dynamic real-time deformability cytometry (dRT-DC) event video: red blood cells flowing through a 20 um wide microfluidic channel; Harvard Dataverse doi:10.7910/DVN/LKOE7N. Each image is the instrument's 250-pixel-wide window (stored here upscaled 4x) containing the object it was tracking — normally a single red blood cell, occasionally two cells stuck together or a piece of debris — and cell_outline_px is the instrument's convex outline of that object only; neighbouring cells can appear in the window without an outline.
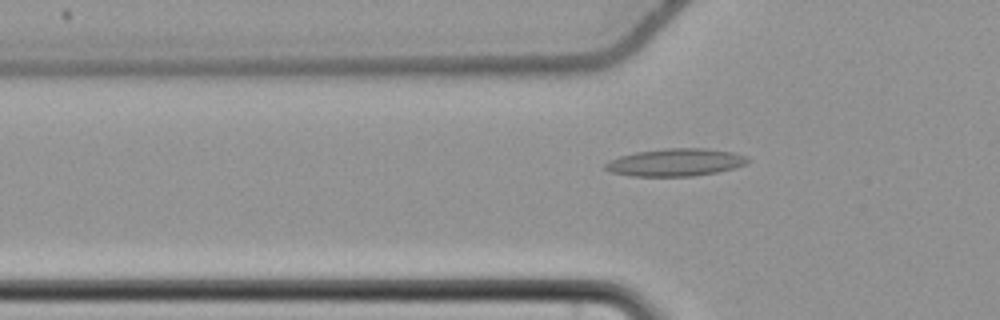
{"species": "common noctule bat (a hibernating species)", "species_latin": "Nyctalus noctula", "temperature_condition": "cold", "stored_images_in_passage": 43, "camera_frame_rate_fps": 3000, "um_per_image_px": 0.085, "animal": {"sex": "female", "body_mass_g": 22.7, "forearm_length_mm": 54.2}, "frame": {"image": 1, "passage_image": 6, "time_ms": 1.667, "image_size_px": [1000, 320], "cell_outline_px": [[752, 160], [744, 164], [732, 168], [716, 172], [692, 176], [632, 176], [612, 172], [604, 168], [604, 164], [620, 156], [636, 152], [664, 148], [708, 148], [732, 152], [744, 156]], "centroid_in_image_um": [57.41, 13.79], "position_along_channel_um": 68.4, "area_um2": 22.66}}
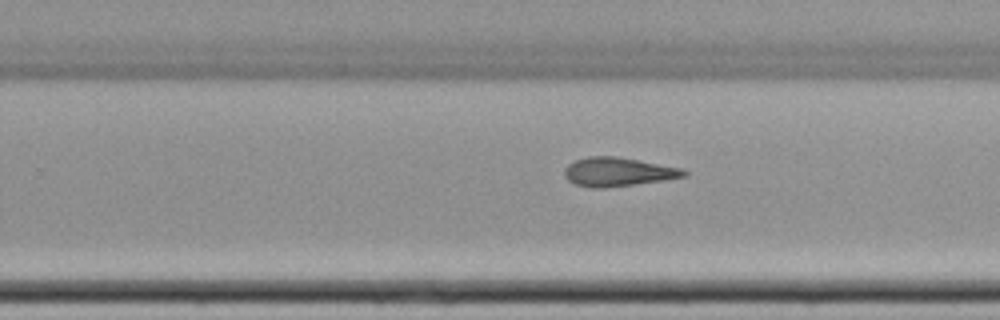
{"frame": {"image": 2, "passage_image": 23, "time_ms": 7.333, "image_size_px": [1000, 320], "cell_outline_px": [[688, 176], [664, 180], [604, 188], [592, 188], [576, 184], [568, 180], [564, 176], [564, 168], [568, 164], [576, 160], [588, 156], [616, 156], [680, 168], [688, 172]], "centroid_in_image_um": [52.5, 14.61], "position_along_channel_um": 277.3, "area_um2": 19.94}}
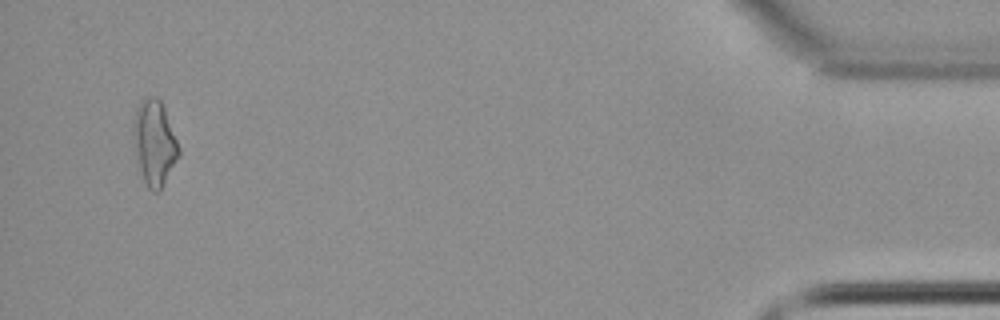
{"frame": {"image": 3, "passage_image": 41, "time_ms": 13.333, "image_size_px": [1000, 320], "cell_outline_px": [[180, 156], [160, 192], [152, 192], [148, 188], [140, 172], [136, 160], [132, 144], [132, 124], [136, 108], [140, 100], [144, 96], [156, 96], [160, 100], [164, 108], [180, 148]], "centroid_in_image_um": [13.09, 12.15], "position_along_channel_um": 422.1, "area_um2": 23.18}}